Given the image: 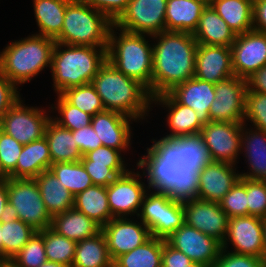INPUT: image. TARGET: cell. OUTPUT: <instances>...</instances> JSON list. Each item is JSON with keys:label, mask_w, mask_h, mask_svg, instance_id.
Returning a JSON list of instances; mask_svg holds the SVG:
<instances>
[{"label": "cell", "mask_w": 266, "mask_h": 267, "mask_svg": "<svg viewBox=\"0 0 266 267\" xmlns=\"http://www.w3.org/2000/svg\"><path fill=\"white\" fill-rule=\"evenodd\" d=\"M150 38L157 42L152 44V97H155L194 77L198 43L188 32L162 31Z\"/></svg>", "instance_id": "6da1fadb"}, {"label": "cell", "mask_w": 266, "mask_h": 267, "mask_svg": "<svg viewBox=\"0 0 266 267\" xmlns=\"http://www.w3.org/2000/svg\"><path fill=\"white\" fill-rule=\"evenodd\" d=\"M236 165L195 156H176L170 169L180 178L184 190L192 197L219 203L240 179Z\"/></svg>", "instance_id": "7a4b0ae2"}, {"label": "cell", "mask_w": 266, "mask_h": 267, "mask_svg": "<svg viewBox=\"0 0 266 267\" xmlns=\"http://www.w3.org/2000/svg\"><path fill=\"white\" fill-rule=\"evenodd\" d=\"M91 84L105 110L118 112L136 122L145 119L151 110L153 103L149 90L139 81L119 72L108 60L100 67Z\"/></svg>", "instance_id": "3957f363"}, {"label": "cell", "mask_w": 266, "mask_h": 267, "mask_svg": "<svg viewBox=\"0 0 266 267\" xmlns=\"http://www.w3.org/2000/svg\"><path fill=\"white\" fill-rule=\"evenodd\" d=\"M136 165L142 169V172L144 171L141 175L147 177L148 186L141 181L140 171L136 173L129 170L118 176L107 187L108 204L113 218H125L129 215L131 217L135 214L138 217L147 189H151L153 184L170 168V162L167 160L148 157L146 154L138 159Z\"/></svg>", "instance_id": "277c9868"}, {"label": "cell", "mask_w": 266, "mask_h": 267, "mask_svg": "<svg viewBox=\"0 0 266 267\" xmlns=\"http://www.w3.org/2000/svg\"><path fill=\"white\" fill-rule=\"evenodd\" d=\"M106 60L104 48L56 42L50 68L54 91L58 95L69 88L90 84Z\"/></svg>", "instance_id": "5b68a950"}, {"label": "cell", "mask_w": 266, "mask_h": 267, "mask_svg": "<svg viewBox=\"0 0 266 267\" xmlns=\"http://www.w3.org/2000/svg\"><path fill=\"white\" fill-rule=\"evenodd\" d=\"M56 41L37 34L10 42L0 52V73L15 86L30 82L46 67L51 68Z\"/></svg>", "instance_id": "8992f818"}, {"label": "cell", "mask_w": 266, "mask_h": 267, "mask_svg": "<svg viewBox=\"0 0 266 267\" xmlns=\"http://www.w3.org/2000/svg\"><path fill=\"white\" fill-rule=\"evenodd\" d=\"M152 103H159L168 109L166 121L171 133L158 141L154 139V144L147 147V155L171 162L179 153L191 147L204 125L192 108L179 104L169 93L152 97Z\"/></svg>", "instance_id": "52a82bcc"}, {"label": "cell", "mask_w": 266, "mask_h": 267, "mask_svg": "<svg viewBox=\"0 0 266 267\" xmlns=\"http://www.w3.org/2000/svg\"><path fill=\"white\" fill-rule=\"evenodd\" d=\"M146 36L151 35L127 32L112 25L107 60L119 72L143 84L152 96L153 47Z\"/></svg>", "instance_id": "ba28073f"}, {"label": "cell", "mask_w": 266, "mask_h": 267, "mask_svg": "<svg viewBox=\"0 0 266 267\" xmlns=\"http://www.w3.org/2000/svg\"><path fill=\"white\" fill-rule=\"evenodd\" d=\"M113 23L82 0H71L66 7L64 23L57 43L100 47L107 50Z\"/></svg>", "instance_id": "9c48e42d"}, {"label": "cell", "mask_w": 266, "mask_h": 267, "mask_svg": "<svg viewBox=\"0 0 266 267\" xmlns=\"http://www.w3.org/2000/svg\"><path fill=\"white\" fill-rule=\"evenodd\" d=\"M242 125L243 123L210 121L202 127L191 147L177 156H195L236 165L241 153Z\"/></svg>", "instance_id": "30bf717a"}, {"label": "cell", "mask_w": 266, "mask_h": 267, "mask_svg": "<svg viewBox=\"0 0 266 267\" xmlns=\"http://www.w3.org/2000/svg\"><path fill=\"white\" fill-rule=\"evenodd\" d=\"M8 201L16 209L18 219L36 231L50 228L52 216L43 202L35 179H6Z\"/></svg>", "instance_id": "8fae6325"}, {"label": "cell", "mask_w": 266, "mask_h": 267, "mask_svg": "<svg viewBox=\"0 0 266 267\" xmlns=\"http://www.w3.org/2000/svg\"><path fill=\"white\" fill-rule=\"evenodd\" d=\"M50 119L51 115L46 114L44 109L28 107L20 97L1 117L0 129L22 145H26L44 137Z\"/></svg>", "instance_id": "7c38bea8"}, {"label": "cell", "mask_w": 266, "mask_h": 267, "mask_svg": "<svg viewBox=\"0 0 266 267\" xmlns=\"http://www.w3.org/2000/svg\"><path fill=\"white\" fill-rule=\"evenodd\" d=\"M166 5L167 0H130L113 25L131 33H161L165 31Z\"/></svg>", "instance_id": "4fadbf2b"}, {"label": "cell", "mask_w": 266, "mask_h": 267, "mask_svg": "<svg viewBox=\"0 0 266 267\" xmlns=\"http://www.w3.org/2000/svg\"><path fill=\"white\" fill-rule=\"evenodd\" d=\"M185 224L211 236L221 244L225 239L229 218L220 204L196 199L182 186Z\"/></svg>", "instance_id": "5bb4252c"}, {"label": "cell", "mask_w": 266, "mask_h": 267, "mask_svg": "<svg viewBox=\"0 0 266 267\" xmlns=\"http://www.w3.org/2000/svg\"><path fill=\"white\" fill-rule=\"evenodd\" d=\"M246 92V79L237 76L215 84V99L209 109L210 120L243 123Z\"/></svg>", "instance_id": "9a60e30c"}, {"label": "cell", "mask_w": 266, "mask_h": 267, "mask_svg": "<svg viewBox=\"0 0 266 267\" xmlns=\"http://www.w3.org/2000/svg\"><path fill=\"white\" fill-rule=\"evenodd\" d=\"M101 231L105 236L108 252L113 262L152 237L150 230L141 220L138 222L128 217L112 218L101 227Z\"/></svg>", "instance_id": "2e32d148"}, {"label": "cell", "mask_w": 266, "mask_h": 267, "mask_svg": "<svg viewBox=\"0 0 266 267\" xmlns=\"http://www.w3.org/2000/svg\"><path fill=\"white\" fill-rule=\"evenodd\" d=\"M165 241L173 248L183 252L192 262L213 267L218 259L221 243L185 223Z\"/></svg>", "instance_id": "e0dca14e"}, {"label": "cell", "mask_w": 266, "mask_h": 267, "mask_svg": "<svg viewBox=\"0 0 266 267\" xmlns=\"http://www.w3.org/2000/svg\"><path fill=\"white\" fill-rule=\"evenodd\" d=\"M231 52L234 76L248 78L266 65V33L251 30L237 34Z\"/></svg>", "instance_id": "ac0fdd59"}, {"label": "cell", "mask_w": 266, "mask_h": 267, "mask_svg": "<svg viewBox=\"0 0 266 267\" xmlns=\"http://www.w3.org/2000/svg\"><path fill=\"white\" fill-rule=\"evenodd\" d=\"M228 242L234 248L232 252L263 258L262 218L250 215L229 218L227 233L221 244L223 249L227 250Z\"/></svg>", "instance_id": "d6986e66"}, {"label": "cell", "mask_w": 266, "mask_h": 267, "mask_svg": "<svg viewBox=\"0 0 266 267\" xmlns=\"http://www.w3.org/2000/svg\"><path fill=\"white\" fill-rule=\"evenodd\" d=\"M180 178L169 168L144 196L138 218L150 230L153 236L159 230L162 221L163 205L182 187Z\"/></svg>", "instance_id": "ffe728a7"}, {"label": "cell", "mask_w": 266, "mask_h": 267, "mask_svg": "<svg viewBox=\"0 0 266 267\" xmlns=\"http://www.w3.org/2000/svg\"><path fill=\"white\" fill-rule=\"evenodd\" d=\"M233 76L231 47L198 45L194 77L217 84Z\"/></svg>", "instance_id": "44dd1931"}, {"label": "cell", "mask_w": 266, "mask_h": 267, "mask_svg": "<svg viewBox=\"0 0 266 267\" xmlns=\"http://www.w3.org/2000/svg\"><path fill=\"white\" fill-rule=\"evenodd\" d=\"M131 121L136 120L118 112L105 110L92 116L91 126L101 140L102 146L125 153L132 144Z\"/></svg>", "instance_id": "7402d4cb"}, {"label": "cell", "mask_w": 266, "mask_h": 267, "mask_svg": "<svg viewBox=\"0 0 266 267\" xmlns=\"http://www.w3.org/2000/svg\"><path fill=\"white\" fill-rule=\"evenodd\" d=\"M179 104L192 108L205 125L209 123V109L215 99V84L192 77L168 92Z\"/></svg>", "instance_id": "603a6c76"}, {"label": "cell", "mask_w": 266, "mask_h": 267, "mask_svg": "<svg viewBox=\"0 0 266 267\" xmlns=\"http://www.w3.org/2000/svg\"><path fill=\"white\" fill-rule=\"evenodd\" d=\"M209 0H167L165 31L194 33Z\"/></svg>", "instance_id": "cb8c5ba5"}, {"label": "cell", "mask_w": 266, "mask_h": 267, "mask_svg": "<svg viewBox=\"0 0 266 267\" xmlns=\"http://www.w3.org/2000/svg\"><path fill=\"white\" fill-rule=\"evenodd\" d=\"M51 156L47 140L44 137L23 145L16 168L8 175L10 178L34 179L43 171L49 170Z\"/></svg>", "instance_id": "d4e9b609"}, {"label": "cell", "mask_w": 266, "mask_h": 267, "mask_svg": "<svg viewBox=\"0 0 266 267\" xmlns=\"http://www.w3.org/2000/svg\"><path fill=\"white\" fill-rule=\"evenodd\" d=\"M245 126L247 125L243 123L241 152H244L247 159L249 172L240 173V177L261 180L266 174V132Z\"/></svg>", "instance_id": "484cf974"}, {"label": "cell", "mask_w": 266, "mask_h": 267, "mask_svg": "<svg viewBox=\"0 0 266 267\" xmlns=\"http://www.w3.org/2000/svg\"><path fill=\"white\" fill-rule=\"evenodd\" d=\"M193 37L198 45H214L231 47L236 34L227 23L208 4L203 10Z\"/></svg>", "instance_id": "4316f807"}, {"label": "cell", "mask_w": 266, "mask_h": 267, "mask_svg": "<svg viewBox=\"0 0 266 267\" xmlns=\"http://www.w3.org/2000/svg\"><path fill=\"white\" fill-rule=\"evenodd\" d=\"M50 228L75 242L90 238L101 231V226L74 207L52 216Z\"/></svg>", "instance_id": "83f0119b"}, {"label": "cell", "mask_w": 266, "mask_h": 267, "mask_svg": "<svg viewBox=\"0 0 266 267\" xmlns=\"http://www.w3.org/2000/svg\"><path fill=\"white\" fill-rule=\"evenodd\" d=\"M44 136L48 143L52 164L81 160L82 154L71 130L60 126L51 118L47 123Z\"/></svg>", "instance_id": "f1b7e54d"}, {"label": "cell", "mask_w": 266, "mask_h": 267, "mask_svg": "<svg viewBox=\"0 0 266 267\" xmlns=\"http://www.w3.org/2000/svg\"><path fill=\"white\" fill-rule=\"evenodd\" d=\"M43 202L51 216L66 212L74 206V196L60 183V180L46 170L34 178Z\"/></svg>", "instance_id": "f546056e"}, {"label": "cell", "mask_w": 266, "mask_h": 267, "mask_svg": "<svg viewBox=\"0 0 266 267\" xmlns=\"http://www.w3.org/2000/svg\"><path fill=\"white\" fill-rule=\"evenodd\" d=\"M209 5L236 35L253 30V5L248 0H209Z\"/></svg>", "instance_id": "4dcf8cb0"}, {"label": "cell", "mask_w": 266, "mask_h": 267, "mask_svg": "<svg viewBox=\"0 0 266 267\" xmlns=\"http://www.w3.org/2000/svg\"><path fill=\"white\" fill-rule=\"evenodd\" d=\"M71 0H33L34 15L39 33L56 39L62 30L67 4Z\"/></svg>", "instance_id": "1f68e13d"}, {"label": "cell", "mask_w": 266, "mask_h": 267, "mask_svg": "<svg viewBox=\"0 0 266 267\" xmlns=\"http://www.w3.org/2000/svg\"><path fill=\"white\" fill-rule=\"evenodd\" d=\"M73 207L101 227L113 218L108 204L107 187L105 186L92 185L78 193L74 197Z\"/></svg>", "instance_id": "d6a6232c"}, {"label": "cell", "mask_w": 266, "mask_h": 267, "mask_svg": "<svg viewBox=\"0 0 266 267\" xmlns=\"http://www.w3.org/2000/svg\"><path fill=\"white\" fill-rule=\"evenodd\" d=\"M72 267H113L102 231L77 242Z\"/></svg>", "instance_id": "836d02e7"}, {"label": "cell", "mask_w": 266, "mask_h": 267, "mask_svg": "<svg viewBox=\"0 0 266 267\" xmlns=\"http://www.w3.org/2000/svg\"><path fill=\"white\" fill-rule=\"evenodd\" d=\"M163 239L151 237L141 246L119 256L113 267H162Z\"/></svg>", "instance_id": "e575fe53"}, {"label": "cell", "mask_w": 266, "mask_h": 267, "mask_svg": "<svg viewBox=\"0 0 266 267\" xmlns=\"http://www.w3.org/2000/svg\"><path fill=\"white\" fill-rule=\"evenodd\" d=\"M49 170L60 180L74 197L93 185L90 175L86 172L81 161L58 162L51 164Z\"/></svg>", "instance_id": "d590c367"}, {"label": "cell", "mask_w": 266, "mask_h": 267, "mask_svg": "<svg viewBox=\"0 0 266 267\" xmlns=\"http://www.w3.org/2000/svg\"><path fill=\"white\" fill-rule=\"evenodd\" d=\"M36 232L20 219L1 223L2 260H11Z\"/></svg>", "instance_id": "8d00e7d4"}, {"label": "cell", "mask_w": 266, "mask_h": 267, "mask_svg": "<svg viewBox=\"0 0 266 267\" xmlns=\"http://www.w3.org/2000/svg\"><path fill=\"white\" fill-rule=\"evenodd\" d=\"M38 232L44 237L47 261L72 267L77 242L56 233L51 228Z\"/></svg>", "instance_id": "74e56055"}, {"label": "cell", "mask_w": 266, "mask_h": 267, "mask_svg": "<svg viewBox=\"0 0 266 267\" xmlns=\"http://www.w3.org/2000/svg\"><path fill=\"white\" fill-rule=\"evenodd\" d=\"M185 223L182 187L163 205L162 221L159 230L152 236L167 239Z\"/></svg>", "instance_id": "f35d334b"}, {"label": "cell", "mask_w": 266, "mask_h": 267, "mask_svg": "<svg viewBox=\"0 0 266 267\" xmlns=\"http://www.w3.org/2000/svg\"><path fill=\"white\" fill-rule=\"evenodd\" d=\"M61 95L70 104L91 116L105 111L101 98L91 83L69 88L63 91Z\"/></svg>", "instance_id": "ab89813d"}, {"label": "cell", "mask_w": 266, "mask_h": 267, "mask_svg": "<svg viewBox=\"0 0 266 267\" xmlns=\"http://www.w3.org/2000/svg\"><path fill=\"white\" fill-rule=\"evenodd\" d=\"M57 106L50 107L52 110L57 109L59 117H51L60 126L71 131L78 130L82 127H87L91 124L92 116L84 111H81L76 106L70 104L61 94L57 95Z\"/></svg>", "instance_id": "60d3db41"}, {"label": "cell", "mask_w": 266, "mask_h": 267, "mask_svg": "<svg viewBox=\"0 0 266 267\" xmlns=\"http://www.w3.org/2000/svg\"><path fill=\"white\" fill-rule=\"evenodd\" d=\"M11 261L18 267H40L47 261L44 237L37 231Z\"/></svg>", "instance_id": "b9f144b4"}, {"label": "cell", "mask_w": 266, "mask_h": 267, "mask_svg": "<svg viewBox=\"0 0 266 267\" xmlns=\"http://www.w3.org/2000/svg\"><path fill=\"white\" fill-rule=\"evenodd\" d=\"M219 204L228 218L248 216L246 178L240 177Z\"/></svg>", "instance_id": "7bdbcfd3"}, {"label": "cell", "mask_w": 266, "mask_h": 267, "mask_svg": "<svg viewBox=\"0 0 266 267\" xmlns=\"http://www.w3.org/2000/svg\"><path fill=\"white\" fill-rule=\"evenodd\" d=\"M253 123L254 129L266 132V94L247 91L245 95V114L243 123Z\"/></svg>", "instance_id": "ee69618b"}, {"label": "cell", "mask_w": 266, "mask_h": 267, "mask_svg": "<svg viewBox=\"0 0 266 267\" xmlns=\"http://www.w3.org/2000/svg\"><path fill=\"white\" fill-rule=\"evenodd\" d=\"M248 216L266 217V184L259 179L246 178Z\"/></svg>", "instance_id": "f6af8a7d"}, {"label": "cell", "mask_w": 266, "mask_h": 267, "mask_svg": "<svg viewBox=\"0 0 266 267\" xmlns=\"http://www.w3.org/2000/svg\"><path fill=\"white\" fill-rule=\"evenodd\" d=\"M23 145L0 129V163L2 170L9 175L15 168Z\"/></svg>", "instance_id": "bcb514c9"}, {"label": "cell", "mask_w": 266, "mask_h": 267, "mask_svg": "<svg viewBox=\"0 0 266 267\" xmlns=\"http://www.w3.org/2000/svg\"><path fill=\"white\" fill-rule=\"evenodd\" d=\"M122 155L117 149L100 146L86 153L80 161H92V164L107 165L109 168H127Z\"/></svg>", "instance_id": "7dc6e473"}, {"label": "cell", "mask_w": 266, "mask_h": 267, "mask_svg": "<svg viewBox=\"0 0 266 267\" xmlns=\"http://www.w3.org/2000/svg\"><path fill=\"white\" fill-rule=\"evenodd\" d=\"M90 175L93 185L108 187L118 176L129 171L126 168H109L107 165L92 164V161H81Z\"/></svg>", "instance_id": "c3c4849f"}, {"label": "cell", "mask_w": 266, "mask_h": 267, "mask_svg": "<svg viewBox=\"0 0 266 267\" xmlns=\"http://www.w3.org/2000/svg\"><path fill=\"white\" fill-rule=\"evenodd\" d=\"M221 249L213 267H262L263 258Z\"/></svg>", "instance_id": "681fc988"}, {"label": "cell", "mask_w": 266, "mask_h": 267, "mask_svg": "<svg viewBox=\"0 0 266 267\" xmlns=\"http://www.w3.org/2000/svg\"><path fill=\"white\" fill-rule=\"evenodd\" d=\"M85 4L104 14L114 23L127 8L130 0H82Z\"/></svg>", "instance_id": "f907efd6"}, {"label": "cell", "mask_w": 266, "mask_h": 267, "mask_svg": "<svg viewBox=\"0 0 266 267\" xmlns=\"http://www.w3.org/2000/svg\"><path fill=\"white\" fill-rule=\"evenodd\" d=\"M72 134L73 137H75L82 156L102 146V142L97 136V133L93 130L91 124L87 127L72 131Z\"/></svg>", "instance_id": "816d5d0a"}, {"label": "cell", "mask_w": 266, "mask_h": 267, "mask_svg": "<svg viewBox=\"0 0 266 267\" xmlns=\"http://www.w3.org/2000/svg\"><path fill=\"white\" fill-rule=\"evenodd\" d=\"M18 88L0 73V119L21 97Z\"/></svg>", "instance_id": "f5cc1de1"}, {"label": "cell", "mask_w": 266, "mask_h": 267, "mask_svg": "<svg viewBox=\"0 0 266 267\" xmlns=\"http://www.w3.org/2000/svg\"><path fill=\"white\" fill-rule=\"evenodd\" d=\"M191 262L183 252L173 248L163 239L162 267H186Z\"/></svg>", "instance_id": "db71d44e"}, {"label": "cell", "mask_w": 266, "mask_h": 267, "mask_svg": "<svg viewBox=\"0 0 266 267\" xmlns=\"http://www.w3.org/2000/svg\"><path fill=\"white\" fill-rule=\"evenodd\" d=\"M247 91L266 94V65L246 78Z\"/></svg>", "instance_id": "11a10c76"}, {"label": "cell", "mask_w": 266, "mask_h": 267, "mask_svg": "<svg viewBox=\"0 0 266 267\" xmlns=\"http://www.w3.org/2000/svg\"><path fill=\"white\" fill-rule=\"evenodd\" d=\"M253 30L266 33V0L253 5Z\"/></svg>", "instance_id": "9f6ffc18"}, {"label": "cell", "mask_w": 266, "mask_h": 267, "mask_svg": "<svg viewBox=\"0 0 266 267\" xmlns=\"http://www.w3.org/2000/svg\"><path fill=\"white\" fill-rule=\"evenodd\" d=\"M16 219H18L17 211L8 201L4 207V211L1 213L0 223H7Z\"/></svg>", "instance_id": "6f0895ef"}, {"label": "cell", "mask_w": 266, "mask_h": 267, "mask_svg": "<svg viewBox=\"0 0 266 267\" xmlns=\"http://www.w3.org/2000/svg\"><path fill=\"white\" fill-rule=\"evenodd\" d=\"M8 203V190H7V184L6 179L3 181H0V216L1 213L4 211V207Z\"/></svg>", "instance_id": "680465c9"}, {"label": "cell", "mask_w": 266, "mask_h": 267, "mask_svg": "<svg viewBox=\"0 0 266 267\" xmlns=\"http://www.w3.org/2000/svg\"><path fill=\"white\" fill-rule=\"evenodd\" d=\"M263 225V259H266V217L262 218Z\"/></svg>", "instance_id": "91938a15"}, {"label": "cell", "mask_w": 266, "mask_h": 267, "mask_svg": "<svg viewBox=\"0 0 266 267\" xmlns=\"http://www.w3.org/2000/svg\"><path fill=\"white\" fill-rule=\"evenodd\" d=\"M40 267H69V266L52 261H46Z\"/></svg>", "instance_id": "94428289"}, {"label": "cell", "mask_w": 266, "mask_h": 267, "mask_svg": "<svg viewBox=\"0 0 266 267\" xmlns=\"http://www.w3.org/2000/svg\"><path fill=\"white\" fill-rule=\"evenodd\" d=\"M0 267H18V266L11 260H0Z\"/></svg>", "instance_id": "6125c7cd"}, {"label": "cell", "mask_w": 266, "mask_h": 267, "mask_svg": "<svg viewBox=\"0 0 266 267\" xmlns=\"http://www.w3.org/2000/svg\"><path fill=\"white\" fill-rule=\"evenodd\" d=\"M8 178V175L2 170V166L0 163V181H3Z\"/></svg>", "instance_id": "be15d7a7"}, {"label": "cell", "mask_w": 266, "mask_h": 267, "mask_svg": "<svg viewBox=\"0 0 266 267\" xmlns=\"http://www.w3.org/2000/svg\"><path fill=\"white\" fill-rule=\"evenodd\" d=\"M186 267H208L207 265L198 263V262H191L188 266Z\"/></svg>", "instance_id": "e7e4bbea"}, {"label": "cell", "mask_w": 266, "mask_h": 267, "mask_svg": "<svg viewBox=\"0 0 266 267\" xmlns=\"http://www.w3.org/2000/svg\"><path fill=\"white\" fill-rule=\"evenodd\" d=\"M0 260H2L1 223H0Z\"/></svg>", "instance_id": "03108f58"}, {"label": "cell", "mask_w": 266, "mask_h": 267, "mask_svg": "<svg viewBox=\"0 0 266 267\" xmlns=\"http://www.w3.org/2000/svg\"><path fill=\"white\" fill-rule=\"evenodd\" d=\"M252 5H254L255 3L259 2L260 0H248Z\"/></svg>", "instance_id": "003e7915"}, {"label": "cell", "mask_w": 266, "mask_h": 267, "mask_svg": "<svg viewBox=\"0 0 266 267\" xmlns=\"http://www.w3.org/2000/svg\"><path fill=\"white\" fill-rule=\"evenodd\" d=\"M262 267H266V259H263Z\"/></svg>", "instance_id": "a7ac6f4b"}, {"label": "cell", "mask_w": 266, "mask_h": 267, "mask_svg": "<svg viewBox=\"0 0 266 267\" xmlns=\"http://www.w3.org/2000/svg\"><path fill=\"white\" fill-rule=\"evenodd\" d=\"M261 180L266 184V174Z\"/></svg>", "instance_id": "89a4df30"}]
</instances>
